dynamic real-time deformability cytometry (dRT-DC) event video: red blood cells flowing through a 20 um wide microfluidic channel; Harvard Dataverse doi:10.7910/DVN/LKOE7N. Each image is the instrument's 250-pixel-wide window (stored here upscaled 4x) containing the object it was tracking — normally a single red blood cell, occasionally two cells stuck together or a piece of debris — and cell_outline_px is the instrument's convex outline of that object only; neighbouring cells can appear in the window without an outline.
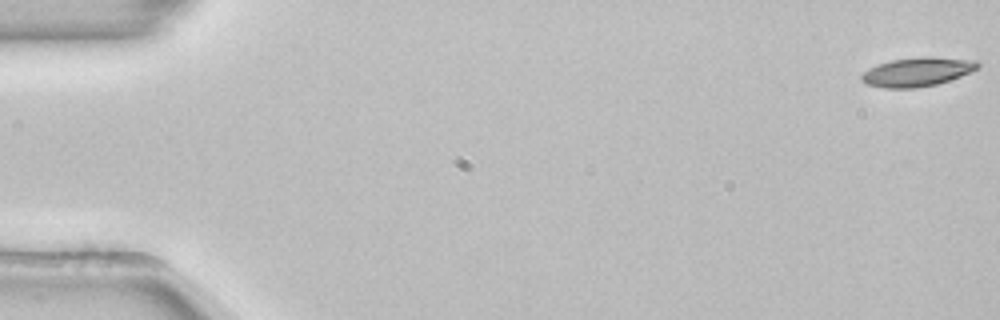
{"species": "common noctule bat (a hibernating species)", "species_latin": "Nyctalus noctula", "temperature_condition": "room temperature", "stored_images_in_passage": 54, "camera_frame_rate_fps": 3000, "um_per_image_px": 0.085, "animal": {"sex": "female", "body_mass_g": 22.7, "forearm_length_mm": 54.2}, "frame": {"image": 1, "passage_image": 1, "time_ms": 0.0, "image_size_px": [1000, 320], "cell_outline_px": [[980, 68], [972, 72], [936, 84], [916, 88], [884, 88], [868, 84], [860, 80], [860, 76], [868, 68], [892, 60], [920, 56], [924, 56], [980, 60]], "centroid_in_image_um": [78.01, 6.1], "position_along_channel_um": 7.0, "area_um2": 19.71}}
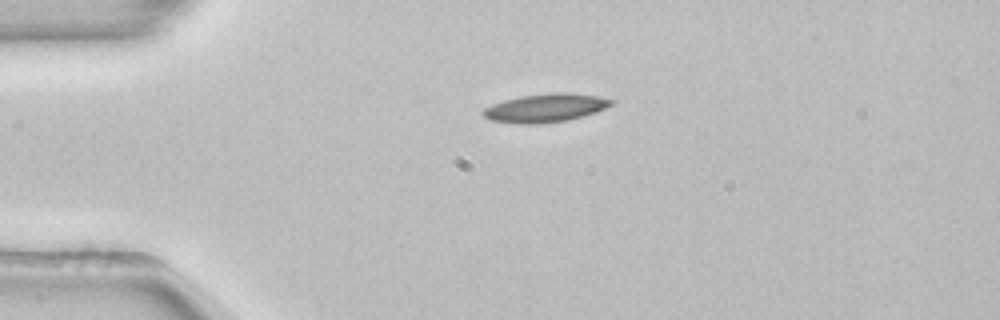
{"frame": {"image": 2, "passage_image": 13, "time_ms": 4.0, "image_size_px": [1000, 320], "cell_outline_px": [[612, 104], [596, 112], [568, 120], [536, 124], [520, 124], [488, 120], [480, 112], [484, 108], [492, 104], [504, 100], [520, 96], [552, 92], [568, 92], [596, 96], [612, 100]], "centroid_in_image_um": [46.3, 9.17], "position_along_channel_um": 38.7, "area_um2": 21.21}}
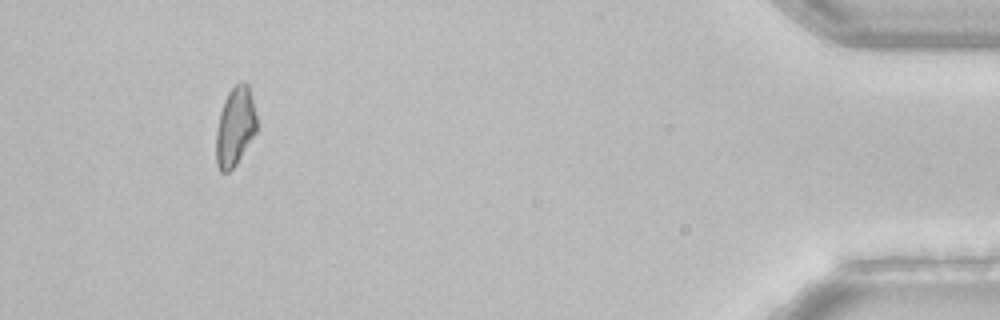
{"frame": {"image": 3, "passage_image": 50, "time_ms": 16.333, "image_size_px": [1000, 320], "cell_outline_px": [[256, 132], [236, 164], [228, 172], [220, 172], [216, 164], [216, 132], [220, 112], [224, 100], [228, 92], [240, 80], [244, 80], [248, 84], [256, 116]], "centroid_in_image_um": [19.97, 10.75], "position_along_channel_um": 415.2, "area_um2": 18.61}}